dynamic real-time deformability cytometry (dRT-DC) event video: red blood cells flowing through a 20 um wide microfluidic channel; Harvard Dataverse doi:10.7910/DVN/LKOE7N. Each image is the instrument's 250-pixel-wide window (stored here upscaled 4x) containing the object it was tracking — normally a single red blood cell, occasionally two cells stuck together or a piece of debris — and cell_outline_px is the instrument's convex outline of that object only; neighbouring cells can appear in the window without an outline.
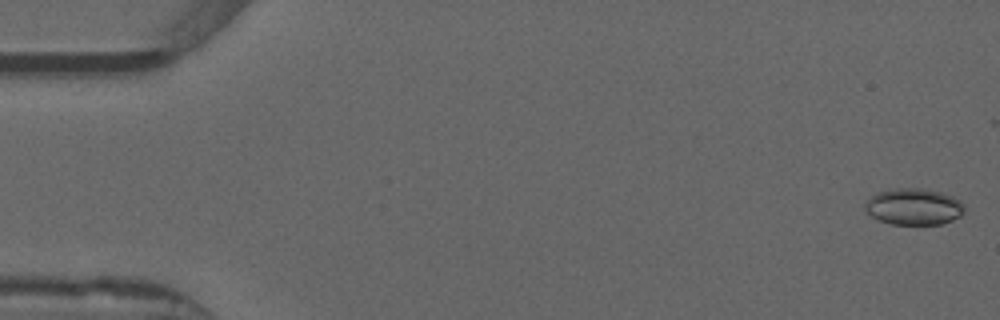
{"species": "common noctule bat (a hibernating species)", "species_latin": "Nyctalus noctula", "temperature_condition": "warm", "stored_images_in_passage": 51, "camera_frame_rate_fps": 3000, "um_per_image_px": 0.085, "animal": {"sex": "male", "forearm_length_mm": 52.5}, "frame": {"image": 1, "passage_image": 1, "time_ms": 0.0, "image_size_px": [1000, 320], "cell_outline_px": [[964, 212], [960, 216], [944, 224], [892, 224], [880, 220], [872, 216], [864, 208], [864, 204], [876, 192], [896, 188], [924, 188], [940, 192], [952, 196], [960, 200], [964, 204]], "centroid_in_image_um": [77.69, 17.56], "position_along_channel_um": 7.3, "area_um2": 21.15}}
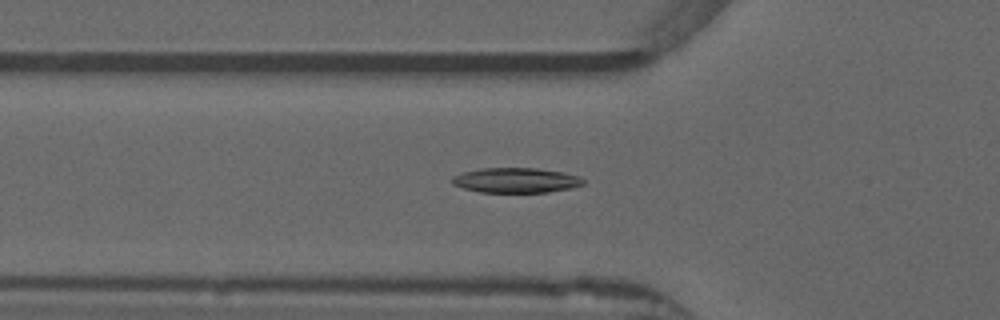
{"frame": {"image": 2, "passage_image": 18, "time_ms": 5.667, "image_size_px": [1000, 320], "cell_outline_px": [[584, 184], [572, 188], [548, 192], [480, 192], [464, 188], [452, 184], [452, 176], [464, 172], [480, 168], [536, 168], [560, 172], [576, 176], [584, 180]], "centroid_in_image_um": [43.83, 15.32], "position_along_channel_um": 82.0, "area_um2": 18.9}}
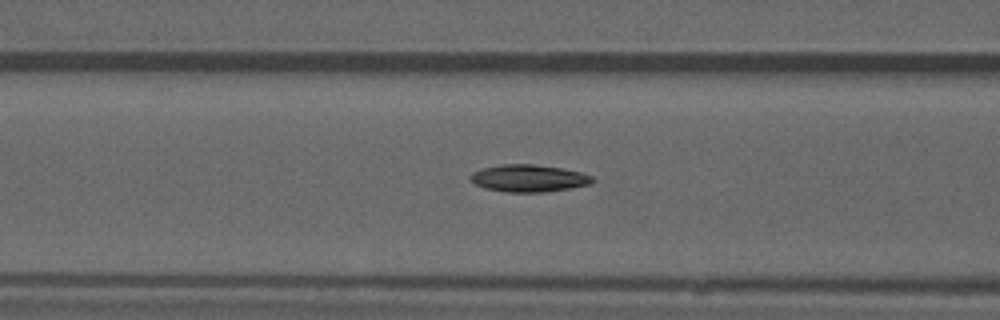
{"frame": {"image": 3, "passage_image": 21, "time_ms": 6.667, "image_size_px": [1000, 320], "cell_outline_px": [[596, 180], [592, 184], [544, 192], [508, 192], [484, 188], [476, 184], [468, 176], [472, 172], [484, 168], [500, 164], [532, 164], [560, 168], [580, 172], [592, 176]], "centroid_in_image_um": [44.94, 15.15], "position_along_channel_um": 121.7, "area_um2": 19.25}}